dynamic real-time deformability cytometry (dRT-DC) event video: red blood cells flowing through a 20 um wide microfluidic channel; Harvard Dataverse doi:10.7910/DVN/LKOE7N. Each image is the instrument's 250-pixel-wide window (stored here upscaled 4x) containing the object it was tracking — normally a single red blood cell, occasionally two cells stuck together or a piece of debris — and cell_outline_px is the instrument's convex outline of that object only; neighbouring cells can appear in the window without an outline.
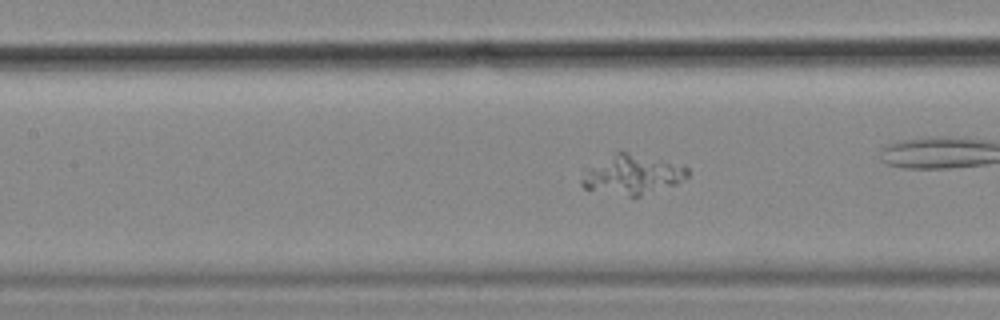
{"species": "common noctule bat (a hibernating species)", "species_latin": "Nyctalus noctula", "temperature_condition": "cold", "stored_images_in_passage": 56, "camera_frame_rate_fps": 3000, "um_per_image_px": 0.085, "animal": {"sex": "female", "body_mass_g": 18.4}, "frame": {"image": 1, "passage_image": 24, "time_ms": 7.667, "image_size_px": [1000, 320], "cell_outline_px": [[688, 176], [676, 184], [640, 196], [628, 196], [584, 188], [580, 184], [580, 180], [584, 168], [616, 152], [628, 152], [688, 168]], "centroid_in_image_um": [53.65, 14.86], "position_along_channel_um": 153.7, "area_um2": 23.87}}